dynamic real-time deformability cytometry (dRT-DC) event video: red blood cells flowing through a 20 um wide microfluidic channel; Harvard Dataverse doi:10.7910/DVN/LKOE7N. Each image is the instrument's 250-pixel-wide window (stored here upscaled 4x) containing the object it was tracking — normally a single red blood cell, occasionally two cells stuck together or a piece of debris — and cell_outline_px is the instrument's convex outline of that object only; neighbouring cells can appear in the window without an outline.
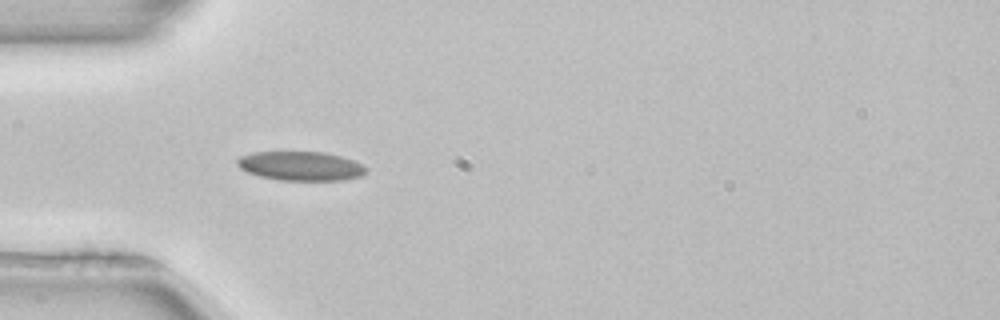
{"species": "common noctule bat (a hibernating species)", "species_latin": "Nyctalus noctula", "temperature_condition": "room temperature", "stored_images_in_passage": 38, "camera_frame_rate_fps": 3000, "um_per_image_px": 0.085, "animal": {"sex": "female", "body_mass_g": 22.7, "forearm_length_mm": 54.2}, "frame": {"image": 1, "passage_image": 6, "time_ms": 1.667, "image_size_px": [1000, 320], "cell_outline_px": [[368, 172], [360, 176], [344, 180], [280, 180], [260, 176], [248, 172], [240, 168], [236, 164], [236, 160], [240, 156], [252, 152], [324, 152], [340, 156], [364, 164], [368, 168]], "centroid_in_image_um": [25.58, 14.11], "position_along_channel_um": 59.4, "area_um2": 21.96}, "authors_computed_cell_mechanics": {"area_um2": 21.3282, "velocity_mm_per_s": 3.9644, "shape_relaxation_time_tau1_ms": null, "shape_relaxation_time_tau2_ms": 3.1298, "deformation_change_tau1": null, "deformation_change_tau2": 0.0629}}